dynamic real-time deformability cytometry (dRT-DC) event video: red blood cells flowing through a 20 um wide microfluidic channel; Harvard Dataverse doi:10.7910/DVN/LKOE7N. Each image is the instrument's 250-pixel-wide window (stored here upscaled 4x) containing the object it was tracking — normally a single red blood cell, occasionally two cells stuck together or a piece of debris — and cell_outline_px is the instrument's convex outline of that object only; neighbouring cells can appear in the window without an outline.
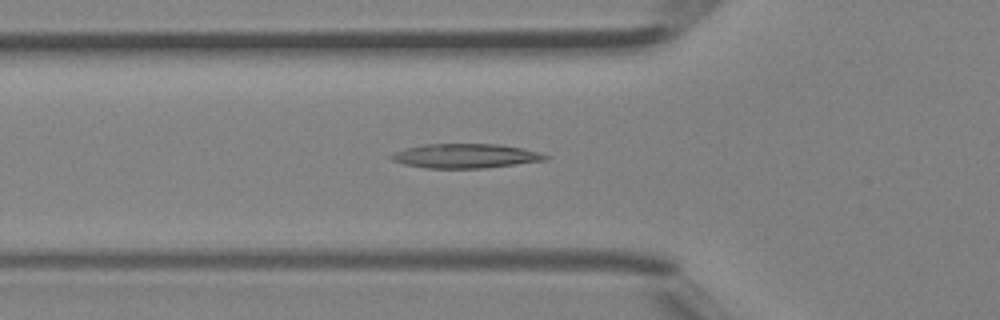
{"species": "Egyptian fruit bat (a non-hibernating species)", "species_latin": "Rousettus aegyptiacus", "temperature_condition": "room temperature", "stored_images_in_passage": 42, "camera_frame_rate_fps": 3000, "um_per_image_px": 0.085, "animal": {"sex": "female"}, "frame": {"image": 1, "passage_image": 15, "time_ms": 4.667, "image_size_px": [1000, 320], "cell_outline_px": [[548, 160], [484, 168], [428, 168], [404, 164], [392, 160], [388, 156], [404, 148], [424, 144], [500, 144], [524, 148], [548, 156]], "centroid_in_image_um": [39.55, 13.25], "position_along_channel_um": 86.3, "area_um2": 21.79}}
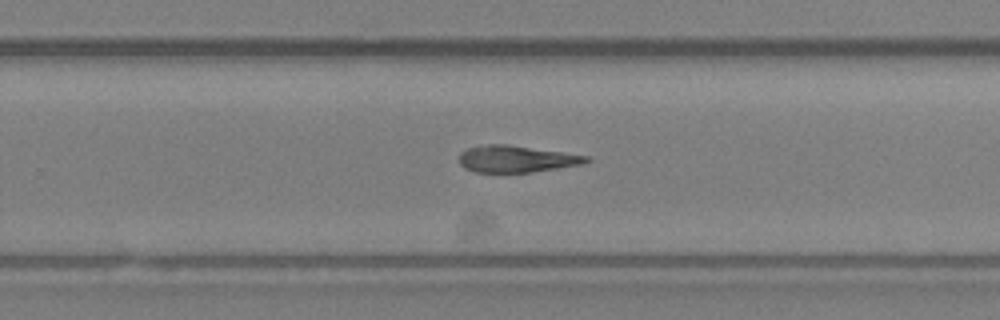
{"frame": {"image": 2, "passage_image": 27, "time_ms": 8.667, "image_size_px": [1000, 320], "cell_outline_px": [[592, 160], [584, 164], [532, 172], [476, 172], [464, 168], [460, 164], [460, 152], [468, 148], [488, 144], [508, 144], [588, 156]], "centroid_in_image_um": [43.9, 13.51], "position_along_channel_um": 285.9, "area_um2": 19.77}}
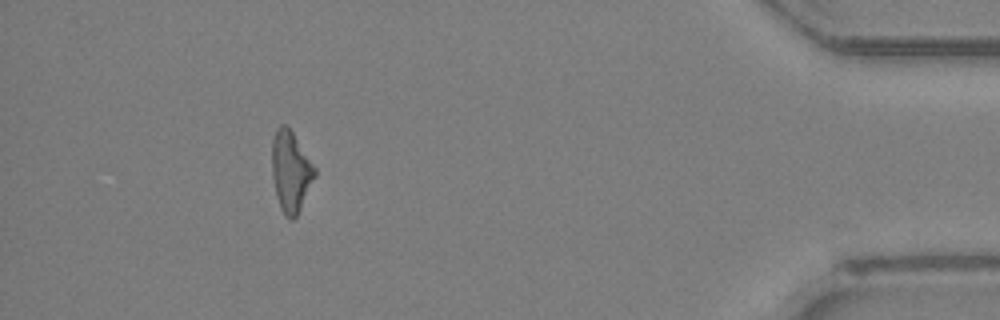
{"frame": {"image": 3, "passage_image": 38, "time_ms": 12.333, "image_size_px": [1000, 320], "cell_outline_px": [[316, 176], [296, 216], [292, 220], [284, 216], [280, 208], [276, 196], [272, 176], [272, 140], [276, 128], [280, 124], [284, 124], [292, 132], [316, 168]], "centroid_in_image_um": [24.7, 14.58], "position_along_channel_um": 410.5, "area_um2": 20.06}}